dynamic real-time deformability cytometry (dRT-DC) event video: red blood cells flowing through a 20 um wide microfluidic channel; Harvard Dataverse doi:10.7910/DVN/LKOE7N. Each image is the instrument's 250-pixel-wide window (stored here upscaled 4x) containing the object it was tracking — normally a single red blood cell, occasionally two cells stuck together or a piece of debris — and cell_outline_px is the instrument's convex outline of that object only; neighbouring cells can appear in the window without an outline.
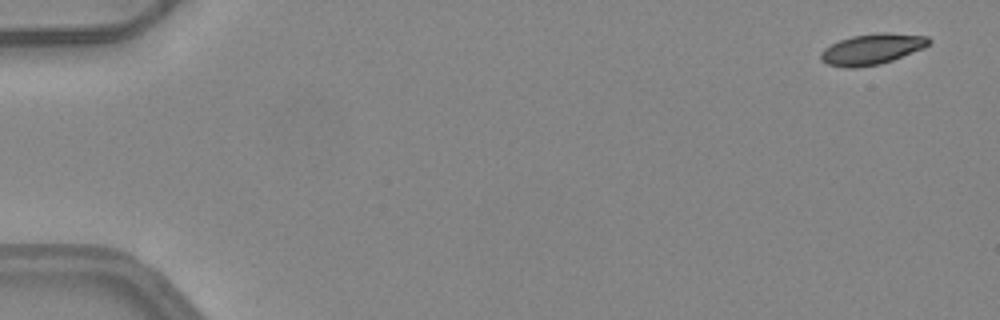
{"species": "common noctule bat (a hibernating species)", "species_latin": "Nyctalus noctula", "temperature_condition": "warm", "stored_images_in_passage": 51, "camera_frame_rate_fps": 3000, "um_per_image_px": 0.085, "animal": {"sex": "female", "body_mass_g": 24.6, "forearm_length_mm": 56.2}, "frame": {"image": 1, "passage_image": 3, "time_ms": 0.667, "image_size_px": [1000, 320], "cell_outline_px": [[932, 40], [924, 48], [892, 60], [880, 64], [856, 68], [844, 68], [828, 64], [820, 60], [820, 52], [824, 48], [840, 40], [852, 36], [876, 32], [888, 32], [928, 36]], "centroid_in_image_um": [74.11, 4.17], "position_along_channel_um": 10.9, "area_um2": 19.54}}
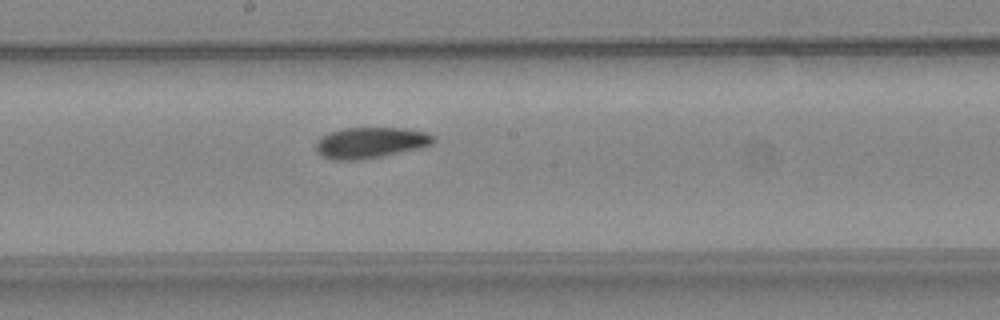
{"frame": {"image": 2, "passage_image": 29, "time_ms": 9.333, "image_size_px": [1000, 320], "cell_outline_px": [[436, 140], [432, 144], [420, 148], [384, 156], [360, 160], [332, 160], [316, 152], [316, 140], [320, 136], [344, 128], [404, 128], [424, 132], [436, 136]], "centroid_in_image_um": [31.5, 12.13], "position_along_channel_um": 216.7, "area_um2": 21.33}}
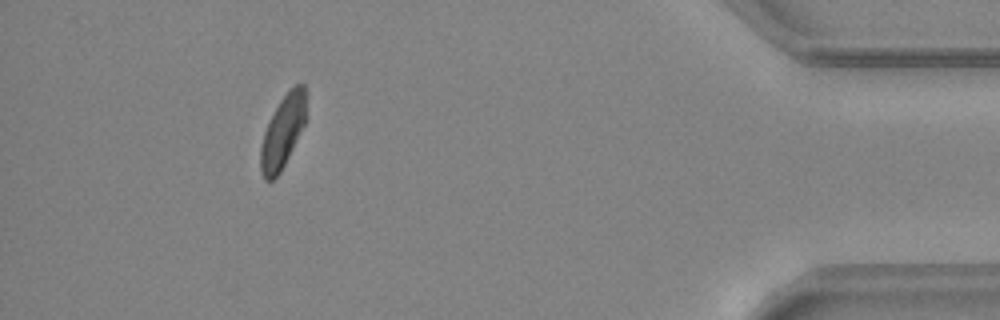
{"frame": {"image": 3, "passage_image": 47, "time_ms": 15.333, "image_size_px": [1000, 320], "cell_outline_px": [[308, 120], [280, 172], [272, 180], [264, 180], [260, 168], [260, 148], [264, 132], [280, 100], [296, 84], [304, 84]], "centroid_in_image_um": [24.07, 11.2], "position_along_channel_um": 411.1, "area_um2": 19.25}, "authors_computed_cell_mechanics": {"area_um2": 20.4612, "velocity_mm_per_s": 4.1584, "shape_relaxation_time_tau1_ms": 5.1059, "shape_relaxation_time_tau2_ms": 5.9223, "deformation_change_tau1": 0.151, "deformation_change_tau2": 0.1357}}